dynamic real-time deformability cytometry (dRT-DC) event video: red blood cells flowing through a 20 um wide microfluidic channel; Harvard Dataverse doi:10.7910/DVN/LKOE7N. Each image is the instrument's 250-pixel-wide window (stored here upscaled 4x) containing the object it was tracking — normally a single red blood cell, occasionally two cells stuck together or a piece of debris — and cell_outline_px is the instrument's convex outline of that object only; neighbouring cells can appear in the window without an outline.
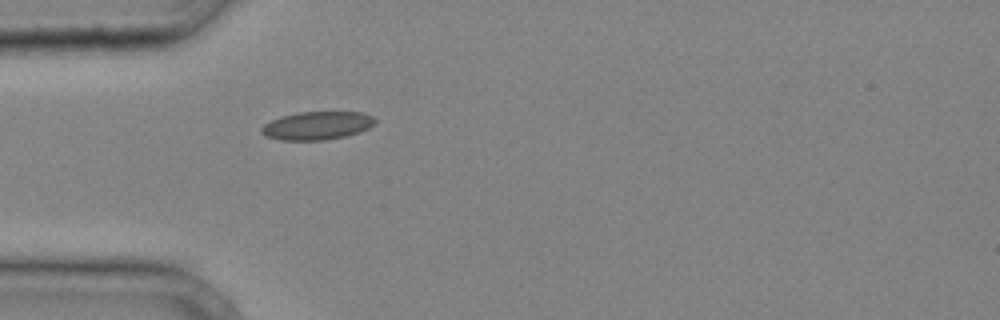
{"species": "common noctule bat (a hibernating species)", "species_latin": "Nyctalus noctula", "temperature_condition": "cold", "stored_images_in_passage": 25, "camera_frame_rate_fps": 3000, "um_per_image_px": 0.085, "animal": {"sex": "male", "body_mass_g": 20.4}, "frame": {"image": 1, "passage_image": 1, "time_ms": 0.0, "image_size_px": [1000, 320], "cell_outline_px": [[376, 120], [368, 128], [360, 132], [344, 136], [324, 140], [280, 140], [264, 136], [260, 132], [260, 128], [264, 124], [280, 116], [296, 112], [360, 112], [372, 116]], "centroid_in_image_um": [26.89, 10.67], "position_along_channel_um": 58.1, "area_um2": 18.67}}
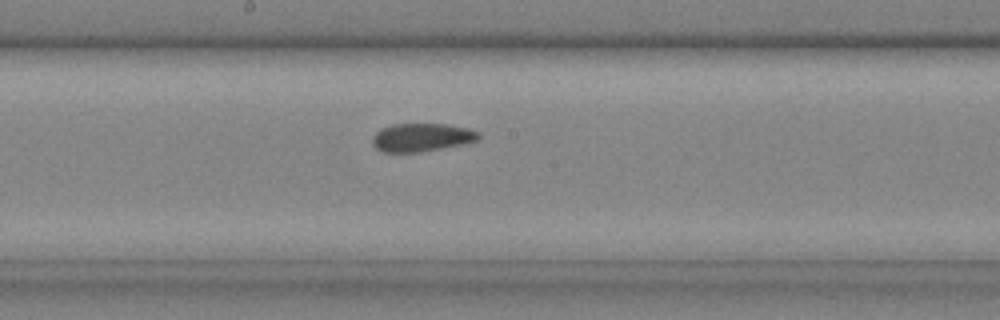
{"frame": {"image": 2, "passage_image": 11, "time_ms": 3.333, "image_size_px": [1000, 320], "cell_outline_px": [[480, 136], [476, 140], [460, 144], [420, 152], [380, 152], [372, 144], [372, 136], [380, 128], [392, 124], [444, 124], [468, 128], [480, 132]], "centroid_in_image_um": [35.78, 11.67], "position_along_channel_um": 212.4, "area_um2": 17.4}}
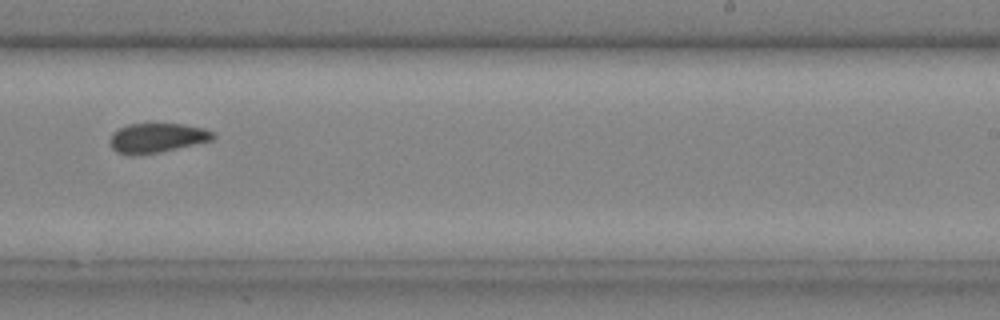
{"frame": {"image": 3, "passage_image": 15, "time_ms": 4.667, "image_size_px": [1000, 320], "cell_outline_px": [[216, 136], [212, 140], [160, 152], [136, 156], [132, 156], [116, 152], [112, 148], [108, 140], [112, 132], [128, 124], [184, 124], [204, 128], [212, 132]], "centroid_in_image_um": [13.29, 11.73], "position_along_channel_um": 275.7, "area_um2": 17.86}}